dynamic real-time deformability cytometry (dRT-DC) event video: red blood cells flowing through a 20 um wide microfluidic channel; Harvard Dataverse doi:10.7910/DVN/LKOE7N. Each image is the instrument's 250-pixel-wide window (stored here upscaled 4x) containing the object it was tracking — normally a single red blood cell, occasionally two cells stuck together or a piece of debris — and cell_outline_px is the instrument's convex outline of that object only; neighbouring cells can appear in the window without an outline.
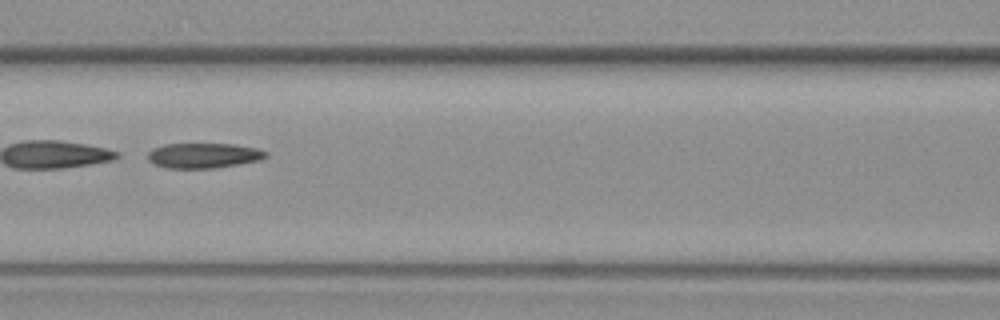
{"species": "common noctule bat (a hibernating species)", "species_latin": "Nyctalus noctula", "temperature_condition": "warm", "stored_images_in_passage": 9, "segment_of_instrument_passage": [2, 2], "camera_frame_rate_fps": 3000, "um_per_image_px": 0.085, "animal": {"sex": "female", "body_mass_g": 19.3, "forearm_length_mm": 54.1}, "frame": {"image": 1, "passage_image": 7, "time_ms": 7.333, "image_size_px": [1000, 320], "cell_outline_px": [[268, 156], [260, 160], [216, 168], [164, 168], [152, 164], [148, 160], [148, 152], [152, 148], [164, 144], [232, 144], [256, 148], [268, 152]], "centroid_in_image_um": [17.27, 13.22], "position_along_channel_um": 149.3, "area_um2": 17.4}}
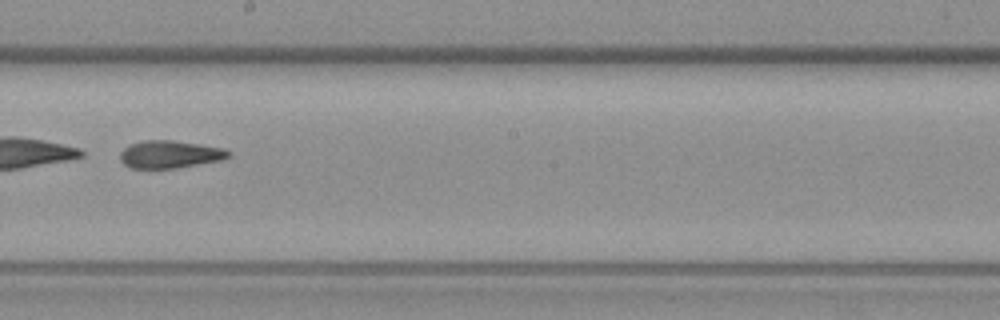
{"frame": {"image": 2, "passage_image": 9, "time_ms": 9.667, "image_size_px": [1000, 320], "cell_outline_px": [[232, 156], [220, 160], [176, 168], [128, 168], [120, 160], [120, 152], [124, 148], [132, 144], [144, 140], [172, 140], [200, 144], [224, 148], [232, 152]], "centroid_in_image_um": [14.45, 13.12], "position_along_channel_um": 233.7, "area_um2": 17.46}}